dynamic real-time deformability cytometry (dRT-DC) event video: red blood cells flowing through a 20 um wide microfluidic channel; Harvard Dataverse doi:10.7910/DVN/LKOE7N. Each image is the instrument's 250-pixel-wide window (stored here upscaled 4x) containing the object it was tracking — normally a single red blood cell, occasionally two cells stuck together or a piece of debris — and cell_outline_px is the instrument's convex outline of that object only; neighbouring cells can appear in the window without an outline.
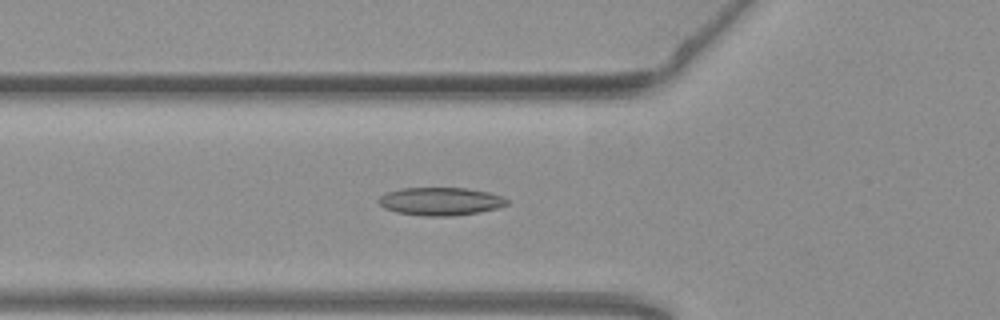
{"species": "common noctule bat (a hibernating species)", "species_latin": "Nyctalus noctula", "temperature_condition": "warm", "stored_images_in_passage": 42, "camera_frame_rate_fps": 3000, "um_per_image_px": 0.085, "animal": {"sex": "female", "body_mass_g": 19.3, "forearm_length_mm": 54.1}, "frame": {"image": 1, "passage_image": 11, "time_ms": 3.333, "image_size_px": [1000, 320], "cell_outline_px": [[508, 204], [496, 208], [480, 212], [452, 216], [424, 216], [396, 212], [384, 208], [376, 200], [380, 196], [388, 192], [400, 188], [464, 188], [488, 192], [504, 196], [508, 200]], "centroid_in_image_um": [37.44, 17.12], "position_along_channel_um": 88.4, "area_um2": 20.98}}
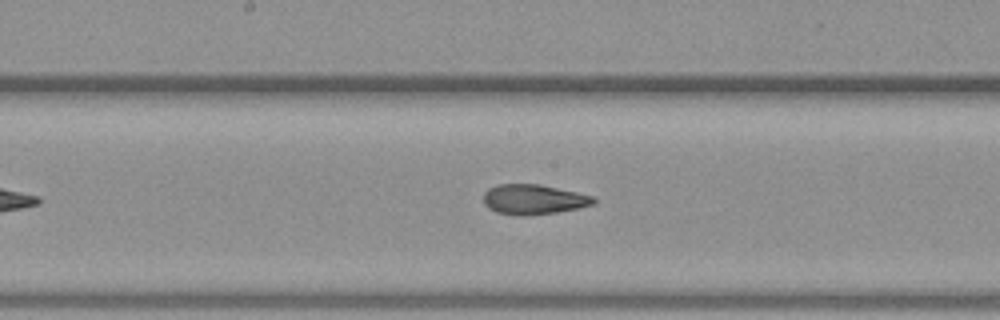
{"frame": {"image": 2, "passage_image": 20, "time_ms": 6.333, "image_size_px": [1000, 320], "cell_outline_px": [[596, 200], [592, 204], [580, 208], [556, 212], [524, 216], [516, 216], [496, 212], [488, 208], [484, 204], [484, 192], [488, 188], [496, 184], [540, 184], [576, 192], [592, 196]], "centroid_in_image_um": [45.31, 16.95], "position_along_channel_um": 202.9, "area_um2": 19.31}}
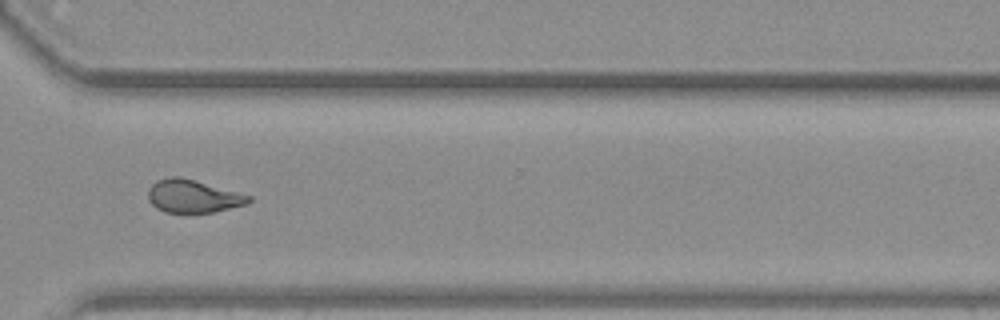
{"frame": {"image": 3, "passage_image": 32, "time_ms": 10.333, "image_size_px": [1000, 320], "cell_outline_px": [[252, 200], [248, 204], [212, 212], [164, 212], [156, 208], [148, 200], [148, 188], [156, 180], [168, 176], [180, 176], [252, 196]], "centroid_in_image_um": [16.38, 16.67], "position_along_channel_um": 354.2, "area_um2": 19.31}}